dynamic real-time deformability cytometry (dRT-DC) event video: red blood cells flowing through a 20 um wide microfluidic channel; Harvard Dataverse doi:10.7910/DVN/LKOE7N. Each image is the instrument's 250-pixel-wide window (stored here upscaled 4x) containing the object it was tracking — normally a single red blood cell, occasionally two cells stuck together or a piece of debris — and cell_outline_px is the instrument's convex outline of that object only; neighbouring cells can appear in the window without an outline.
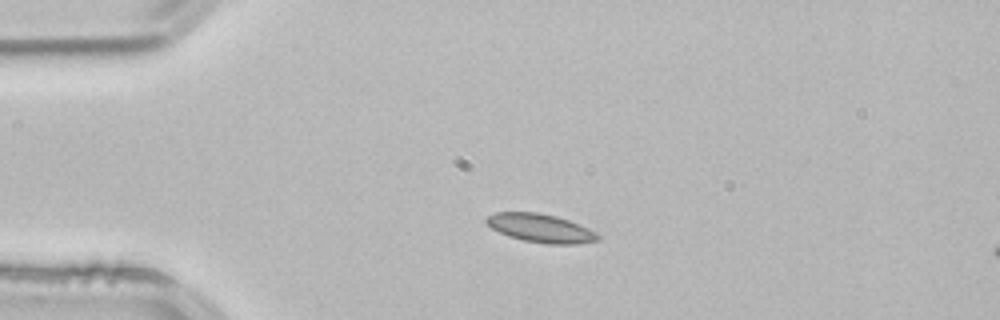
{"species": "common noctule bat (a hibernating species)", "species_latin": "Nyctalus noctula", "temperature_condition": "room temperature", "stored_images_in_passage": 2, "camera_frame_rate_fps": 3000, "um_per_image_px": 0.085, "animal": {"sex": "male", "body_mass_g": 21.5, "forearm_length_mm": 52.0}, "frame": {"image": 1, "passage_image": 2, "time_ms": 0.333, "image_size_px": [1000, 320], "cell_outline_px": [[600, 240], [576, 244], [548, 244], [524, 240], [508, 236], [492, 228], [484, 220], [488, 216], [496, 212], [536, 212], [556, 216], [568, 220], [588, 228], [596, 232], [600, 236]], "centroid_in_image_um": [45.97, 19.39], "position_along_channel_um": 39.0, "area_um2": 18.38}}